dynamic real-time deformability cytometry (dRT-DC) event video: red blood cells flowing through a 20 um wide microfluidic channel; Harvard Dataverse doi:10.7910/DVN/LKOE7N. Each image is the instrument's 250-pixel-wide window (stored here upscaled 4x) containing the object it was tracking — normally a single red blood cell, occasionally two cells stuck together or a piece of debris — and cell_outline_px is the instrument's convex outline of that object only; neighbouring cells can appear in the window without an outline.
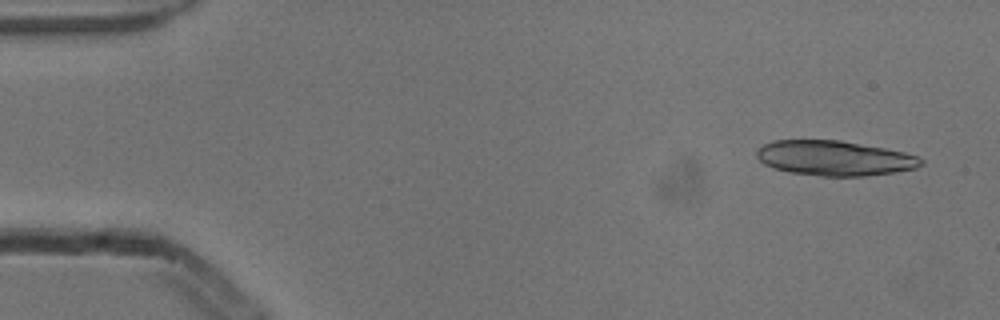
{"species": "common noctule bat (a hibernating species)", "species_latin": "Nyctalus noctula", "temperature_condition": "cold", "stored_images_in_passage": 7, "camera_frame_rate_fps": 3000, "um_per_image_px": 0.085, "animal": {"sex": "male", "body_mass_g": 13.3}, "frame": {"image": 1, "passage_image": 1, "time_ms": 0.0, "image_size_px": [1000, 320], "cell_outline_px": [[924, 164], [916, 168], [896, 172], [864, 176], [820, 176], [788, 172], [764, 164], [756, 156], [756, 148], [764, 144], [776, 140], [840, 140], [884, 148], [904, 152], [916, 156], [924, 160]], "centroid_in_image_um": [70.93, 13.44], "position_along_channel_um": 14.1, "area_um2": 33.52}}
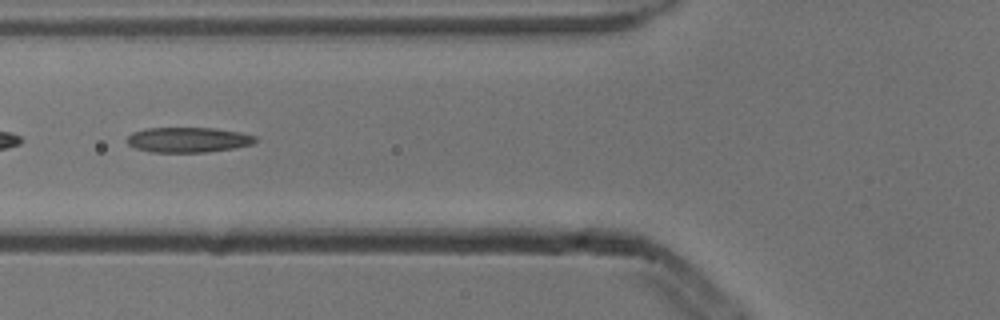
{"frame": {"image": 2, "passage_image": 6, "time_ms": 1.667, "image_size_px": [1000, 320], "cell_outline_px": [[256, 140], [252, 144], [236, 148], [208, 152], [152, 152], [136, 148], [128, 144], [124, 140], [132, 132], [144, 128], [216, 128], [240, 132], [256, 136]], "centroid_in_image_um": [15.98, 11.88], "position_along_channel_um": 109.8, "area_um2": 18.96}}
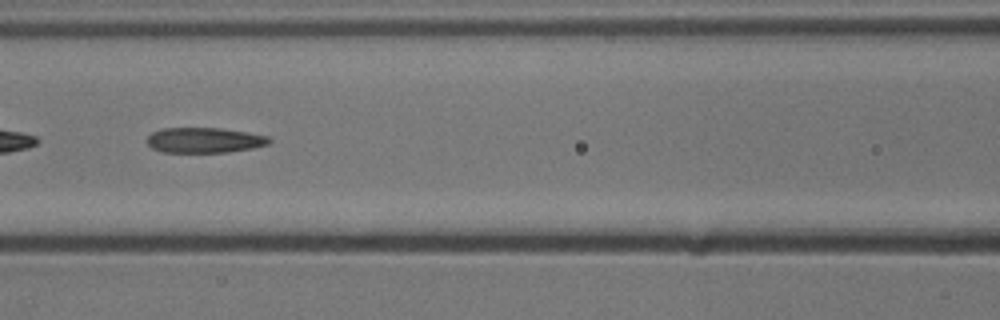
{"frame": {"image": 3, "passage_image": 7, "time_ms": 2.0, "image_size_px": [1000, 320], "cell_outline_px": [[272, 140], [268, 144], [252, 148], [228, 152], [160, 152], [152, 148], [148, 144], [148, 136], [152, 132], [160, 128], [220, 128], [248, 132], [268, 136]], "centroid_in_image_um": [17.37, 11.91], "position_along_channel_um": 149.2, "area_um2": 18.03}}